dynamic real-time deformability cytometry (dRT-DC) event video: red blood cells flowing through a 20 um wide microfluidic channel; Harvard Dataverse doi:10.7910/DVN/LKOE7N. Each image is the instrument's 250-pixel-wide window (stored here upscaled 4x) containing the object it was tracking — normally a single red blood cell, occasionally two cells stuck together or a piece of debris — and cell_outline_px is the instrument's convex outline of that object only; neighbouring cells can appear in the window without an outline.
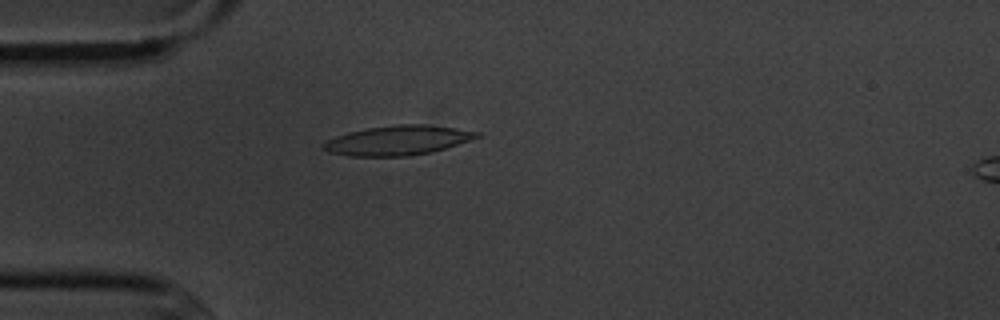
{"species": "common noctule bat (a hibernating species)", "species_latin": "Nyctalus noctula", "temperature_condition": "cold", "stored_images_in_passage": 6, "camera_frame_rate_fps": 3000, "um_per_image_px": 0.085, "animal": {"sex": "male", "body_mass_g": 20.1, "forearm_length_mm": 53.5}, "frame": {"image": 1, "passage_image": 5, "time_ms": 4.667, "image_size_px": [1000, 320], "cell_outline_px": [[480, 136], [432, 152], [408, 156], [348, 156], [328, 152], [320, 148], [320, 144], [336, 136], [348, 132], [368, 128], [400, 124], [424, 124], [480, 132]], "centroid_in_image_um": [33.72, 11.94], "position_along_channel_um": 51.3, "area_um2": 26.18}}